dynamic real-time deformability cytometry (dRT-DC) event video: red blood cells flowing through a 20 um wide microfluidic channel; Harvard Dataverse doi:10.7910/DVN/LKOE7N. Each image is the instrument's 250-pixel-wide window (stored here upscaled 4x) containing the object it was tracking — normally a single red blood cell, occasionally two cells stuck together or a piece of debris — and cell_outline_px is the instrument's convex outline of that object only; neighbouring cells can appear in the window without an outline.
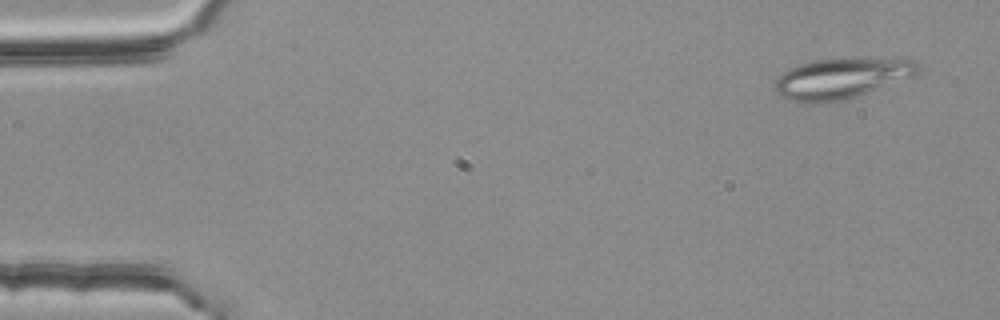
{"species": "common noctule bat (a hibernating species)", "species_latin": "Nyctalus noctula", "temperature_condition": "room temperature", "stored_images_in_passage": 4, "camera_frame_rate_fps": 3000, "um_per_image_px": 0.085, "animal": {"sex": "female", "body_mass_g": 25.1}, "frame": {"image": 1, "passage_image": 1, "time_ms": 0.0, "image_size_px": [1000, 320], "cell_outline_px": [[920, 72], [916, 76], [840, 100], [820, 104], [800, 104], [788, 100], [780, 96], [776, 92], [772, 84], [788, 68], [800, 64], [816, 60], [916, 60], [920, 64]], "centroid_in_image_um": [71.44, 6.71], "position_along_channel_um": 13.6, "area_um2": 33.18}}